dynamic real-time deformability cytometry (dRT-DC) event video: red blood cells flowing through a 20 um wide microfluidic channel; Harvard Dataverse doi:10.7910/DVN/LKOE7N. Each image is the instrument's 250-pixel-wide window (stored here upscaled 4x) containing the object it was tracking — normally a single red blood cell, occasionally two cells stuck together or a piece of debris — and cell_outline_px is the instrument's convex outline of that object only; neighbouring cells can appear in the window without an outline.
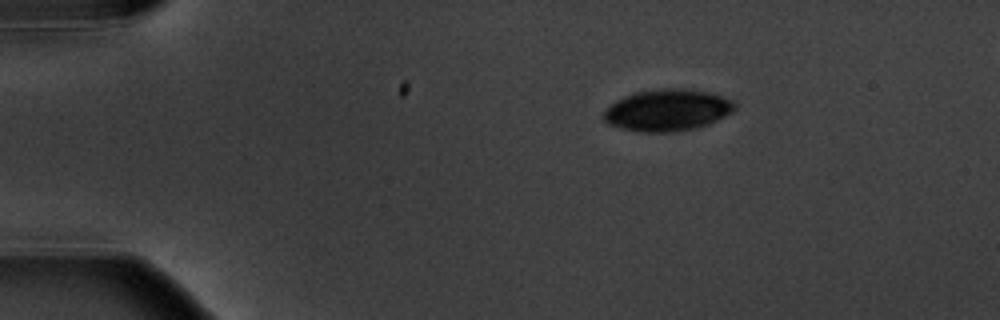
{"species": "common noctule bat (a hibernating species)", "species_latin": "Nyctalus noctula", "temperature_condition": "warm", "stored_images_in_passage": 3, "camera_frame_rate_fps": 3000, "um_per_image_px": 0.085, "animal": {"sex": "male", "body_mass_g": 20.1, "forearm_length_mm": 53.5}, "frame": {"image": 1, "passage_image": 1, "time_ms": 0.0, "image_size_px": [1000, 320], "cell_outline_px": [[736, 108], [732, 112], [708, 124], [696, 128], [672, 132], [644, 132], [620, 128], [608, 124], [604, 120], [604, 112], [616, 100], [624, 96], [636, 92], [660, 88], [688, 88], [708, 92], [724, 96], [732, 100], [736, 104]], "centroid_in_image_um": [56.75, 9.35], "position_along_channel_um": 28.2, "area_um2": 31.91}}